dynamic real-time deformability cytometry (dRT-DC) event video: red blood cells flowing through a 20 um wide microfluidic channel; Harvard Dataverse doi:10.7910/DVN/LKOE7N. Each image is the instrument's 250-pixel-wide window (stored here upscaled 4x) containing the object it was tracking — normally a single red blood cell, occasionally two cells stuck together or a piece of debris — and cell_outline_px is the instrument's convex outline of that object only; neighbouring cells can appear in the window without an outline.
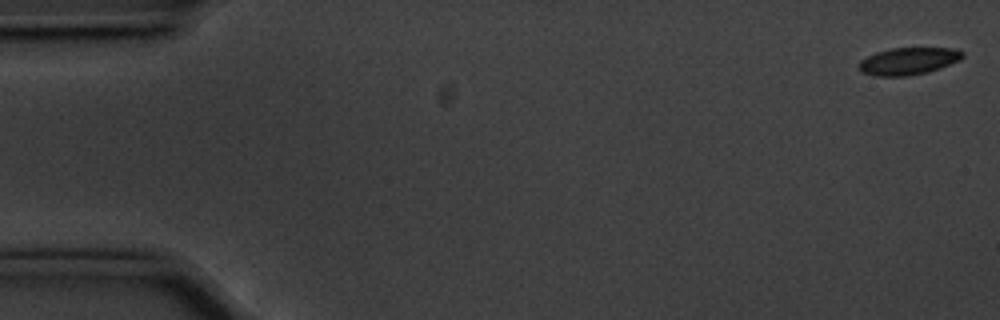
{"species": "common noctule bat (a hibernating species)", "species_latin": "Nyctalus noctula", "temperature_condition": "cold", "stored_images_in_passage": 56, "camera_frame_rate_fps": 3000, "um_per_image_px": 0.085, "animal": {"sex": "male", "body_mass_g": 20.1, "forearm_length_mm": 53.5}, "frame": {"image": 1, "passage_image": 1, "time_ms": 0.0, "image_size_px": [1000, 320], "cell_outline_px": [[964, 56], [960, 60], [940, 68], [928, 72], [904, 76], [872, 76], [860, 72], [860, 60], [876, 52], [892, 48], [952, 48], [964, 52]], "centroid_in_image_um": [77.21, 5.2], "position_along_channel_um": 7.8, "area_um2": 16.42}}
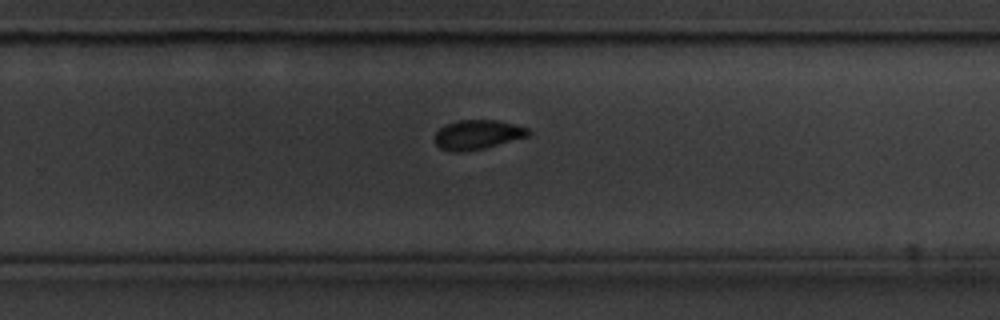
{"frame": {"image": 2, "passage_image": 36, "time_ms": 11.667, "image_size_px": [1000, 320], "cell_outline_px": [[532, 132], [528, 136], [484, 148], [460, 152], [452, 152], [440, 148], [436, 144], [436, 132], [444, 124], [456, 120], [496, 120], [528, 128]], "centroid_in_image_um": [40.57, 11.44], "position_along_channel_um": 289.2, "area_um2": 15.95}}
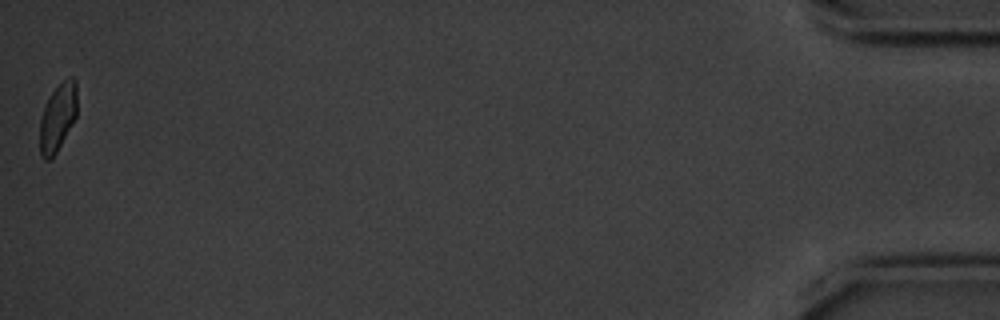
{"frame": {"image": 3, "passage_image": 56, "time_ms": 18.333, "image_size_px": [1000, 320], "cell_outline_px": [[76, 116], [56, 152], [48, 160], [44, 160], [40, 156], [40, 120], [44, 108], [52, 92], [68, 76], [72, 76], [76, 80]], "centroid_in_image_um": [4.9, 9.97], "position_along_channel_um": 430.3, "area_um2": 14.33}, "authors_computed_cell_mechanics": {"area_um2": 16.7331, "velocity_mm_per_s": 3.5508, "shape_relaxation_time_tau1_ms": 3.7737, "shape_relaxation_time_tau2_ms": null, "deformation_change_tau1": 0.0771, "deformation_change_tau2": null}}